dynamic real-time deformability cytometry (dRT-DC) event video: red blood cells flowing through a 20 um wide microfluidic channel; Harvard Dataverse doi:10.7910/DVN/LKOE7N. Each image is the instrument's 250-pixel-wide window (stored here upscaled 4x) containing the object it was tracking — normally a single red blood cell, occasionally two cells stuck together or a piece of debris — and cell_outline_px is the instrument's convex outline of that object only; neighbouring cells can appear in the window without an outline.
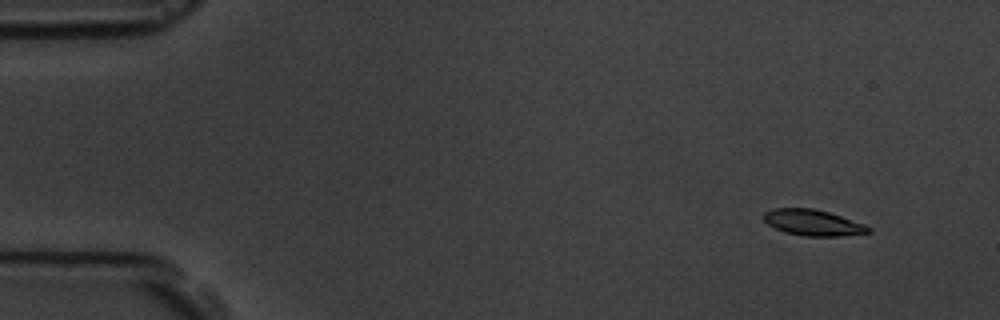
{"species": "common noctule bat (a hibernating species)", "species_latin": "Nyctalus noctula", "temperature_condition": "room temperature", "stored_images_in_passage": 4, "camera_frame_rate_fps": 3000, "um_per_image_px": 0.085, "animal": {"sex": "male", "body_mass_g": 19.5, "forearm_length_mm": 54.6}, "frame": {"image": 1, "passage_image": 1, "time_ms": 0.0, "image_size_px": [1000, 320], "cell_outline_px": [[872, 232], [840, 236], [804, 236], [784, 232], [768, 224], [764, 220], [764, 212], [772, 208], [812, 208], [828, 212], [864, 224], [872, 228]], "centroid_in_image_um": [69.1, 18.92], "position_along_channel_um": 15.9, "area_um2": 15.78}}
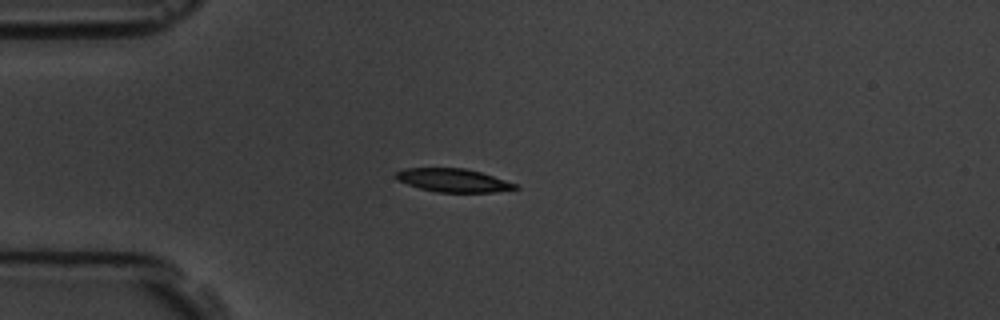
{"frame": {"image": 2, "passage_image": 4, "time_ms": 3.333, "image_size_px": [1000, 320], "cell_outline_px": [[520, 188], [492, 192], [436, 192], [420, 188], [396, 180], [396, 172], [404, 168], [464, 168], [480, 172], [516, 184]], "centroid_in_image_um": [38.49, 15.32], "position_along_channel_um": 46.5, "area_um2": 16.01}}